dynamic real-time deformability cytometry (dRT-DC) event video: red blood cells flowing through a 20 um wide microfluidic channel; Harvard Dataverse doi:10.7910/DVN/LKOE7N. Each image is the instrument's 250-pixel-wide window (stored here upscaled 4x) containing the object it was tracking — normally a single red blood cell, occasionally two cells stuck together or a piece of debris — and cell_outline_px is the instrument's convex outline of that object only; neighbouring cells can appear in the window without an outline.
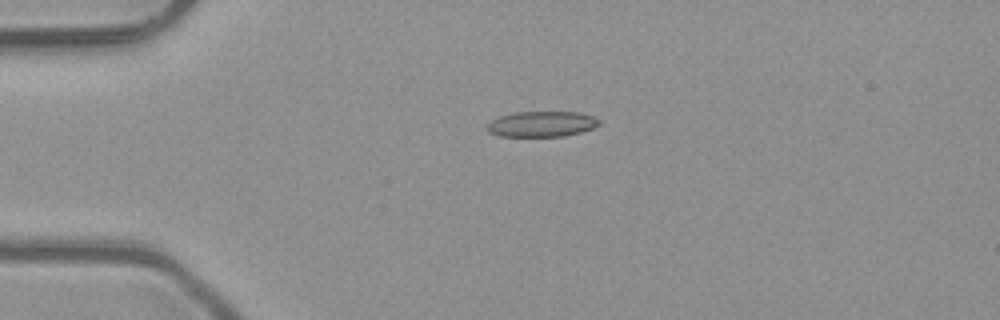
{"species": "common noctule bat (a hibernating species)", "species_latin": "Nyctalus noctula", "temperature_condition": "room temperature", "stored_images_in_passage": 7, "camera_frame_rate_fps": 3000, "um_per_image_px": 0.085, "animal": {"sex": "male", "body_mass_g": 23.1, "forearm_length_mm": 52.7}, "frame": {"image": 1, "passage_image": 3, "time_ms": 0.667, "image_size_px": [1000, 320], "cell_outline_px": [[600, 124], [592, 128], [580, 132], [564, 136], [500, 136], [488, 132], [484, 128], [492, 120], [500, 116], [512, 112], [580, 112], [592, 116], [600, 120]], "centroid_in_image_um": [46.02, 10.54], "position_along_channel_um": 39.0, "area_um2": 16.7}}
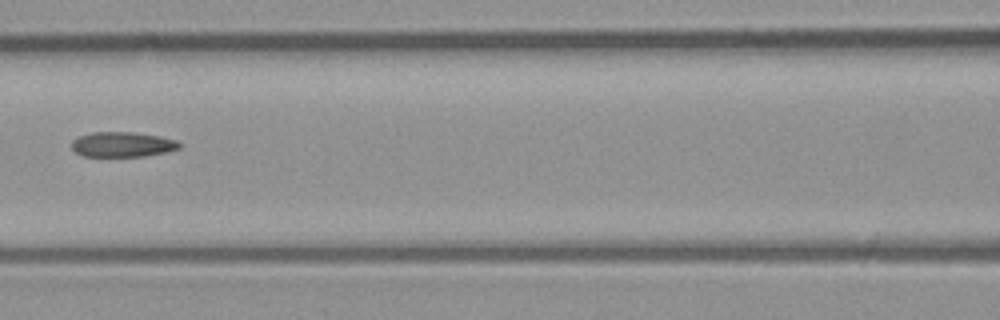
{"frame": {"image": 2, "passage_image": 6, "time_ms": 1.667, "image_size_px": [1000, 320], "cell_outline_px": [[180, 148], [164, 152], [144, 156], [84, 156], [76, 152], [72, 148], [72, 140], [80, 136], [92, 132], [132, 132], [160, 136], [176, 140], [180, 144]], "centroid_in_image_um": [10.4, 12.27], "position_along_channel_um": 156.2, "area_um2": 15.55}}
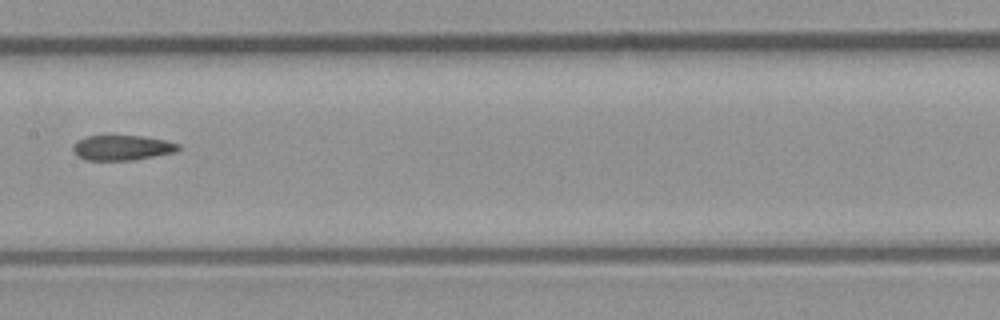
{"frame": {"image": 3, "passage_image": 7, "time_ms": 2.0, "image_size_px": [1000, 320], "cell_outline_px": [[180, 148], [176, 152], [132, 160], [88, 160], [76, 156], [72, 148], [76, 140], [84, 136], [144, 136], [164, 140], [180, 144]], "centroid_in_image_um": [10.36, 12.55], "position_along_channel_um": 197.0, "area_um2": 15.43}}